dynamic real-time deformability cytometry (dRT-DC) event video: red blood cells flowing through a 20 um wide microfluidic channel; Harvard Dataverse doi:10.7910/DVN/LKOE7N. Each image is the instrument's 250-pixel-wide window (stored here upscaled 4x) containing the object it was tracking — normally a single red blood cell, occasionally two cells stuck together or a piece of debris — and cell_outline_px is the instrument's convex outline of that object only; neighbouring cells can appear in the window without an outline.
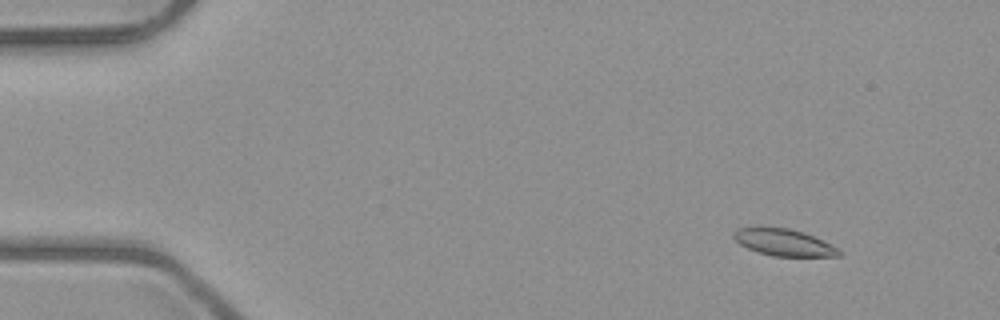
{"species": "common noctule bat (a hibernating species)", "species_latin": "Nyctalus noctula", "temperature_condition": "room temperature", "stored_images_in_passage": 3, "camera_frame_rate_fps": 3000, "um_per_image_px": 0.085, "animal": {"sex": "male", "body_mass_g": 23.1, "forearm_length_mm": 52.7}, "frame": {"image": 1, "passage_image": 1, "time_ms": 0.0, "image_size_px": [1000, 320], "cell_outline_px": [[840, 256], [772, 256], [748, 248], [740, 244], [732, 236], [732, 232], [736, 228], [756, 224], [760, 224], [788, 228], [804, 232], [836, 248], [840, 252]], "centroid_in_image_um": [66.48, 20.54], "position_along_channel_um": 18.5, "area_um2": 16.76}}